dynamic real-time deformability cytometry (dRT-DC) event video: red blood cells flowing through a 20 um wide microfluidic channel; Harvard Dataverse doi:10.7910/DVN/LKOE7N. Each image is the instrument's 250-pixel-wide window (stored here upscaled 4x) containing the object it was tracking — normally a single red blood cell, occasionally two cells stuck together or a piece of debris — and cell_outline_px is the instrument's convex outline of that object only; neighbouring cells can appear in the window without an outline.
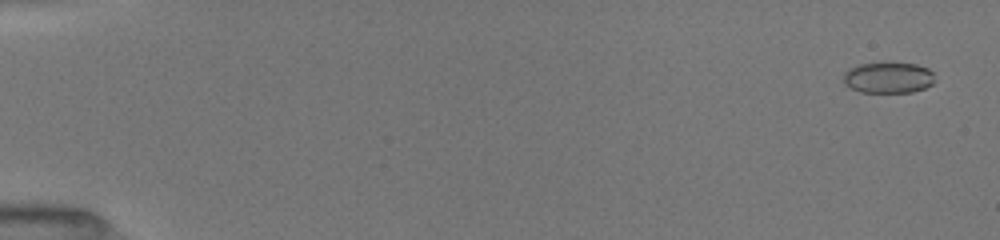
{"species": "common noctule bat (a hibernating species)", "species_latin": "Nyctalus noctula", "temperature_condition": "room temperature", "stored_images_in_passage": 52, "camera_frame_rate_fps": 3000, "um_per_image_px": 0.085, "animal": {"sex": "female", "body_mass_g": 19.5, "forearm_length_mm": 54.1}, "frame": {"image": 1, "passage_image": 3, "time_ms": 0.667, "image_size_px": [1000, 240], "cell_outline_px": [[936, 80], [932, 84], [924, 88], [912, 92], [860, 92], [844, 84], [844, 72], [848, 68], [860, 64], [916, 64], [928, 68], [932, 72]], "centroid_in_image_um": [75.51, 6.61], "position_along_channel_um": 9.5, "area_um2": 16.3}}
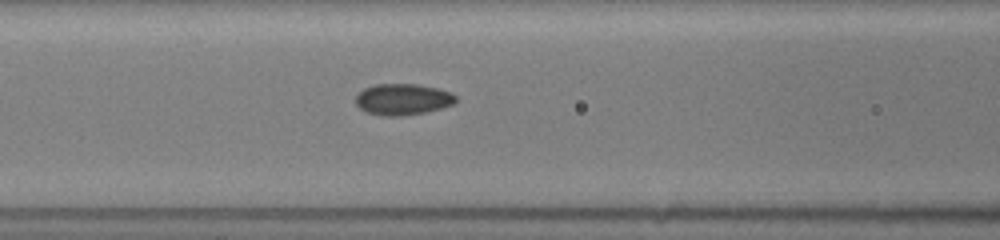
{"frame": {"image": 2, "passage_image": 24, "time_ms": 7.667, "image_size_px": [1000, 240], "cell_outline_px": [[456, 100], [452, 104], [428, 112], [404, 116], [384, 116], [368, 112], [360, 108], [356, 104], [356, 96], [364, 88], [376, 84], [416, 84], [436, 88], [452, 92], [456, 96]], "centroid_in_image_um": [34.24, 8.45], "position_along_channel_um": 132.4, "area_um2": 18.21}}
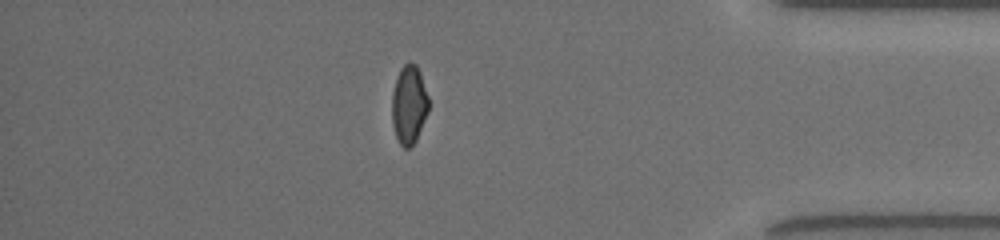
{"frame": {"image": 3, "passage_image": 46, "time_ms": 15.0, "image_size_px": [1000, 240], "cell_outline_px": [[428, 112], [416, 140], [408, 148], [404, 148], [400, 144], [396, 136], [392, 124], [392, 92], [400, 68], [408, 60], [416, 64], [420, 72], [428, 96]], "centroid_in_image_um": [34.76, 8.87], "position_along_channel_um": 400.4, "area_um2": 16.82}, "authors_computed_cell_mechanics": {"area_um2": 17.4267, "velocity_mm_per_s": 4.0476, "shape_relaxation_time_tau1_ms": 3.8439, "shape_relaxation_time_tau2_ms": 1.6359, "deformation_change_tau1": 0.1011, "deformation_change_tau2": 0.0405}}